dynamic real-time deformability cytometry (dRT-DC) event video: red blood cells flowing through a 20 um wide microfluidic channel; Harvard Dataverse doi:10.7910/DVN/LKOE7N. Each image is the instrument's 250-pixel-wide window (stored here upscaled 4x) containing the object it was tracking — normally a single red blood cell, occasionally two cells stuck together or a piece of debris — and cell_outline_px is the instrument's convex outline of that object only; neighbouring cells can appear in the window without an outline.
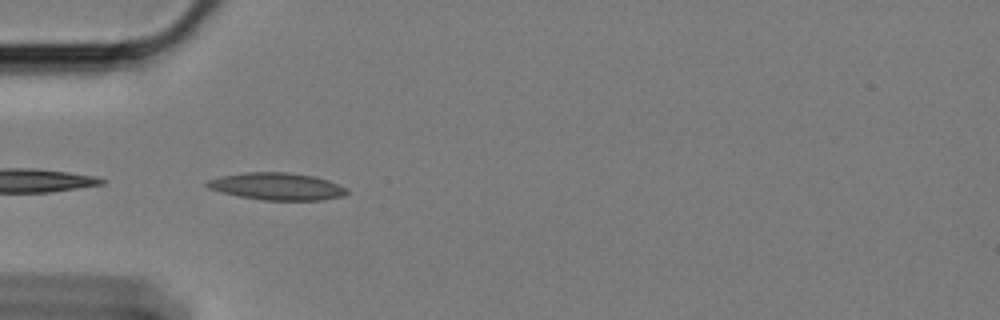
{"species": "Egyptian fruit bat (a non-hibernating species)", "species_latin": "Rousettus aegyptiacus", "temperature_condition": "cold", "stored_images_in_passage": 11, "camera_frame_rate_fps": 3000, "um_per_image_px": 0.085, "animal": {"sex": "female"}, "frame": {"image": 1, "passage_image": 1, "time_ms": 0.0, "image_size_px": [1000, 320], "cell_outline_px": [[348, 192], [344, 196], [324, 200], [264, 200], [240, 196], [220, 192], [208, 188], [204, 184], [208, 180], [220, 176], [244, 172], [288, 172], [316, 176], [328, 180], [348, 188]], "centroid_in_image_um": [23.56, 15.84], "position_along_channel_um": 61.4, "area_um2": 22.37}}
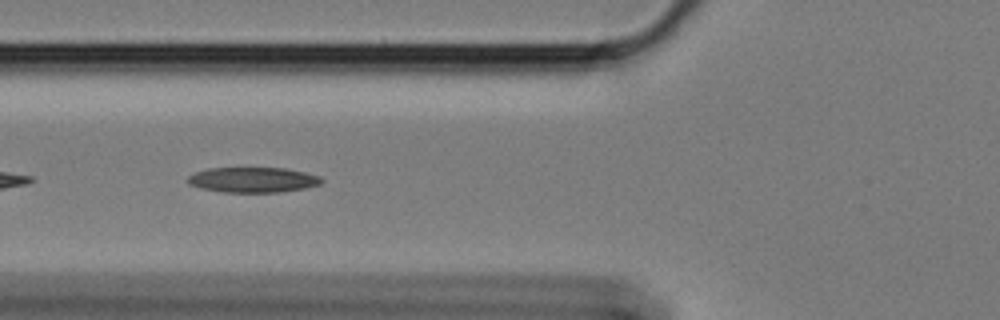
{"frame": {"image": 2, "passage_image": 5, "time_ms": 1.333, "image_size_px": [1000, 320], "cell_outline_px": [[324, 180], [320, 184], [304, 188], [280, 192], [220, 192], [200, 188], [188, 184], [188, 176], [196, 172], [208, 168], [284, 168], [304, 172], [320, 176]], "centroid_in_image_um": [21.48, 15.29], "position_along_channel_um": 104.3, "area_um2": 19.65}}